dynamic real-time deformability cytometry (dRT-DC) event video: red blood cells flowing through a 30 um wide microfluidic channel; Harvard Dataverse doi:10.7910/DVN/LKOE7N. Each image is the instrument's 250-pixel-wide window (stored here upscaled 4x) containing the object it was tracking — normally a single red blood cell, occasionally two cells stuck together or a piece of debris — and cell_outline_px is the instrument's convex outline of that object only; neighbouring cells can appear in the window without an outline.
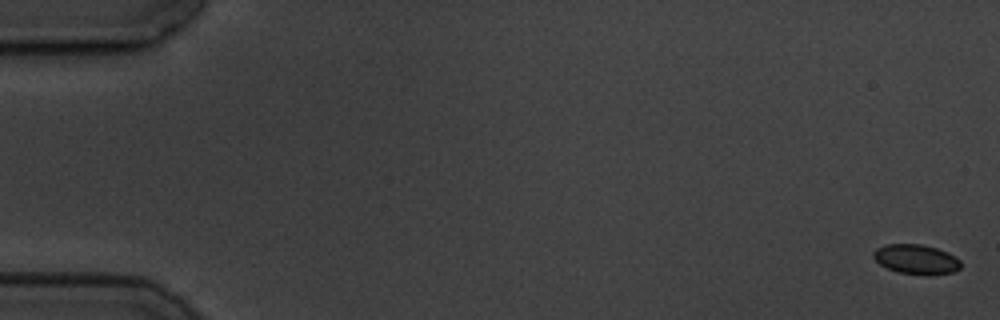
{"species": "common noctule bat (a hibernating species)", "species_latin": "Nyctalus noctula", "temperature_condition": "cold", "stored_images_in_passage": 8, "camera_frame_rate_fps": 3000, "um_per_image_px": 0.085, "animal": {"sex": "male", "body_mass_g": 19.5, "forearm_length_mm": 54.6}, "frame": {"image": 1, "passage_image": 1, "time_ms": 0.0, "image_size_px": [1000, 320], "cell_outline_px": [[960, 268], [952, 272], [928, 276], [924, 276], [896, 272], [880, 264], [872, 256], [872, 252], [876, 248], [884, 244], [920, 244], [936, 248], [948, 252], [956, 256], [960, 260]], "centroid_in_image_um": [77.87, 22.05], "position_along_channel_um": 7.1, "area_um2": 15.37}}
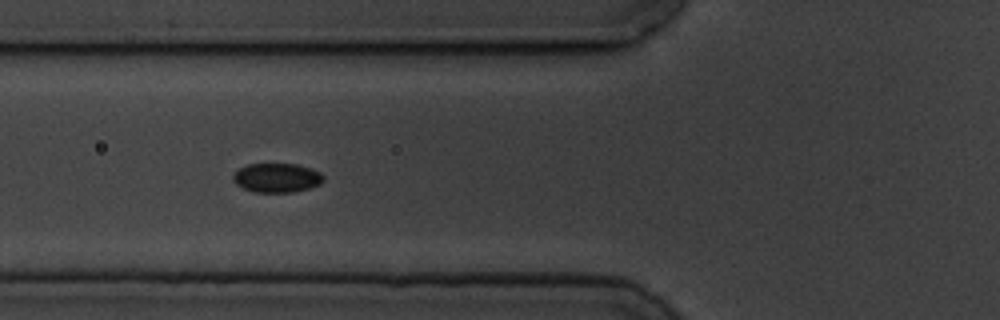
{"frame": {"image": 2, "passage_image": 7, "time_ms": 7.0, "image_size_px": [1000, 320], "cell_outline_px": [[324, 180], [320, 184], [308, 188], [292, 192], [252, 192], [236, 184], [232, 180], [232, 176], [240, 168], [248, 164], [296, 164], [312, 168], [320, 172], [324, 176]], "centroid_in_image_um": [23.54, 15.11], "position_along_channel_um": 102.3, "area_um2": 15.37}}
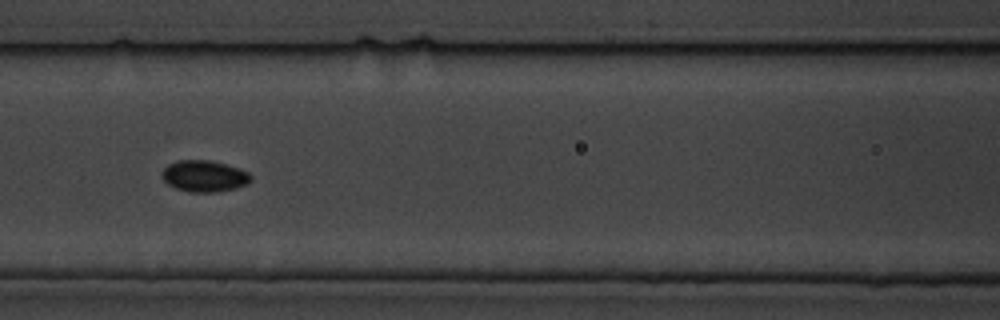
{"frame": {"image": 3, "passage_image": 8, "time_ms": 8.333, "image_size_px": [1000, 320], "cell_outline_px": [[252, 180], [248, 184], [236, 188], [216, 192], [188, 192], [176, 188], [168, 184], [164, 180], [164, 168], [168, 164], [176, 160], [208, 160], [240, 168], [248, 172], [252, 176]], "centroid_in_image_um": [17.4, 14.97], "position_along_channel_um": 149.2, "area_um2": 16.24}}